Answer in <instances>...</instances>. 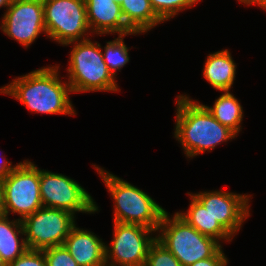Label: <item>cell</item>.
Returning a JSON list of instances; mask_svg holds the SVG:
<instances>
[{"mask_svg": "<svg viewBox=\"0 0 266 266\" xmlns=\"http://www.w3.org/2000/svg\"><path fill=\"white\" fill-rule=\"evenodd\" d=\"M58 69L52 65L33 70L1 87L0 94L17 99L31 112L76 115L69 97L72 89L67 81L62 82Z\"/></svg>", "mask_w": 266, "mask_h": 266, "instance_id": "cell-1", "label": "cell"}, {"mask_svg": "<svg viewBox=\"0 0 266 266\" xmlns=\"http://www.w3.org/2000/svg\"><path fill=\"white\" fill-rule=\"evenodd\" d=\"M176 107L174 138L181 144L188 158L210 152L221 142L237 137L232 130L216 120L202 103L186 94L176 97Z\"/></svg>", "mask_w": 266, "mask_h": 266, "instance_id": "cell-2", "label": "cell"}, {"mask_svg": "<svg viewBox=\"0 0 266 266\" xmlns=\"http://www.w3.org/2000/svg\"><path fill=\"white\" fill-rule=\"evenodd\" d=\"M93 165L114 200L113 222L138 224L157 232L166 210L145 191Z\"/></svg>", "mask_w": 266, "mask_h": 266, "instance_id": "cell-3", "label": "cell"}, {"mask_svg": "<svg viewBox=\"0 0 266 266\" xmlns=\"http://www.w3.org/2000/svg\"><path fill=\"white\" fill-rule=\"evenodd\" d=\"M72 44L74 46L70 51L69 66L66 68L67 82L72 92H119L116 78L103 60L100 43L92 42L88 38L64 46Z\"/></svg>", "mask_w": 266, "mask_h": 266, "instance_id": "cell-4", "label": "cell"}, {"mask_svg": "<svg viewBox=\"0 0 266 266\" xmlns=\"http://www.w3.org/2000/svg\"><path fill=\"white\" fill-rule=\"evenodd\" d=\"M172 218V219H171ZM165 211L158 227L156 239L162 243L183 266L213 257L222 247L212 237L201 234L177 213Z\"/></svg>", "mask_w": 266, "mask_h": 266, "instance_id": "cell-5", "label": "cell"}, {"mask_svg": "<svg viewBox=\"0 0 266 266\" xmlns=\"http://www.w3.org/2000/svg\"><path fill=\"white\" fill-rule=\"evenodd\" d=\"M46 36L66 45L91 35L85 0H42ZM88 31V32H87Z\"/></svg>", "mask_w": 266, "mask_h": 266, "instance_id": "cell-6", "label": "cell"}, {"mask_svg": "<svg viewBox=\"0 0 266 266\" xmlns=\"http://www.w3.org/2000/svg\"><path fill=\"white\" fill-rule=\"evenodd\" d=\"M5 215L17 213L19 220L43 207L40 196V169L29 160L17 167L2 181Z\"/></svg>", "mask_w": 266, "mask_h": 266, "instance_id": "cell-7", "label": "cell"}, {"mask_svg": "<svg viewBox=\"0 0 266 266\" xmlns=\"http://www.w3.org/2000/svg\"><path fill=\"white\" fill-rule=\"evenodd\" d=\"M76 214L65 210L42 207L22 220L28 249L44 250L63 245L76 226Z\"/></svg>", "mask_w": 266, "mask_h": 266, "instance_id": "cell-8", "label": "cell"}, {"mask_svg": "<svg viewBox=\"0 0 266 266\" xmlns=\"http://www.w3.org/2000/svg\"><path fill=\"white\" fill-rule=\"evenodd\" d=\"M113 223V239L105 244L106 266H145L156 231L138 224Z\"/></svg>", "mask_w": 266, "mask_h": 266, "instance_id": "cell-9", "label": "cell"}, {"mask_svg": "<svg viewBox=\"0 0 266 266\" xmlns=\"http://www.w3.org/2000/svg\"><path fill=\"white\" fill-rule=\"evenodd\" d=\"M40 196L44 207L73 214L99 211L92 196L76 180L44 169H40Z\"/></svg>", "mask_w": 266, "mask_h": 266, "instance_id": "cell-10", "label": "cell"}, {"mask_svg": "<svg viewBox=\"0 0 266 266\" xmlns=\"http://www.w3.org/2000/svg\"><path fill=\"white\" fill-rule=\"evenodd\" d=\"M5 11L1 31L25 48L46 34L42 0H13Z\"/></svg>", "mask_w": 266, "mask_h": 266, "instance_id": "cell-11", "label": "cell"}, {"mask_svg": "<svg viewBox=\"0 0 266 266\" xmlns=\"http://www.w3.org/2000/svg\"><path fill=\"white\" fill-rule=\"evenodd\" d=\"M192 195L232 237L237 234L244 221L250 216L249 201L252 195L222 190L204 191Z\"/></svg>", "mask_w": 266, "mask_h": 266, "instance_id": "cell-12", "label": "cell"}, {"mask_svg": "<svg viewBox=\"0 0 266 266\" xmlns=\"http://www.w3.org/2000/svg\"><path fill=\"white\" fill-rule=\"evenodd\" d=\"M90 33L97 35H135L125 22L120 4L113 0H85Z\"/></svg>", "mask_w": 266, "mask_h": 266, "instance_id": "cell-13", "label": "cell"}, {"mask_svg": "<svg viewBox=\"0 0 266 266\" xmlns=\"http://www.w3.org/2000/svg\"><path fill=\"white\" fill-rule=\"evenodd\" d=\"M94 234L75 226L63 243L79 266H106V243Z\"/></svg>", "mask_w": 266, "mask_h": 266, "instance_id": "cell-14", "label": "cell"}, {"mask_svg": "<svg viewBox=\"0 0 266 266\" xmlns=\"http://www.w3.org/2000/svg\"><path fill=\"white\" fill-rule=\"evenodd\" d=\"M236 63L228 49L207 56L203 77L218 91H230L236 75Z\"/></svg>", "mask_w": 266, "mask_h": 266, "instance_id": "cell-15", "label": "cell"}, {"mask_svg": "<svg viewBox=\"0 0 266 266\" xmlns=\"http://www.w3.org/2000/svg\"><path fill=\"white\" fill-rule=\"evenodd\" d=\"M187 194L191 199L189 209L187 212L179 211L176 213L201 234L212 237L218 242H220V240L231 242L233 237L220 225L217 220H214L208 210L205 209V207L192 195V193L188 192Z\"/></svg>", "mask_w": 266, "mask_h": 266, "instance_id": "cell-16", "label": "cell"}, {"mask_svg": "<svg viewBox=\"0 0 266 266\" xmlns=\"http://www.w3.org/2000/svg\"><path fill=\"white\" fill-rule=\"evenodd\" d=\"M20 235L24 236L21 220L11 221L8 215L0 216V257L6 264L15 261L28 250L25 237Z\"/></svg>", "mask_w": 266, "mask_h": 266, "instance_id": "cell-17", "label": "cell"}, {"mask_svg": "<svg viewBox=\"0 0 266 266\" xmlns=\"http://www.w3.org/2000/svg\"><path fill=\"white\" fill-rule=\"evenodd\" d=\"M126 24L138 33H146L164 23L151 7L150 0H123L120 4Z\"/></svg>", "mask_w": 266, "mask_h": 266, "instance_id": "cell-18", "label": "cell"}, {"mask_svg": "<svg viewBox=\"0 0 266 266\" xmlns=\"http://www.w3.org/2000/svg\"><path fill=\"white\" fill-rule=\"evenodd\" d=\"M204 106L223 126L228 127L238 135L242 129L241 126L244 110L241 103L232 93H230V91H223V93L215 100L213 107L207 105Z\"/></svg>", "mask_w": 266, "mask_h": 266, "instance_id": "cell-19", "label": "cell"}, {"mask_svg": "<svg viewBox=\"0 0 266 266\" xmlns=\"http://www.w3.org/2000/svg\"><path fill=\"white\" fill-rule=\"evenodd\" d=\"M124 37L125 35H119L113 41L106 42L104 52L102 49L103 60L114 77L130 60L129 48L124 42Z\"/></svg>", "mask_w": 266, "mask_h": 266, "instance_id": "cell-20", "label": "cell"}, {"mask_svg": "<svg viewBox=\"0 0 266 266\" xmlns=\"http://www.w3.org/2000/svg\"><path fill=\"white\" fill-rule=\"evenodd\" d=\"M201 0H150L151 7L163 21H168L185 9L192 8Z\"/></svg>", "mask_w": 266, "mask_h": 266, "instance_id": "cell-21", "label": "cell"}, {"mask_svg": "<svg viewBox=\"0 0 266 266\" xmlns=\"http://www.w3.org/2000/svg\"><path fill=\"white\" fill-rule=\"evenodd\" d=\"M145 266H183L157 239L150 245Z\"/></svg>", "mask_w": 266, "mask_h": 266, "instance_id": "cell-22", "label": "cell"}, {"mask_svg": "<svg viewBox=\"0 0 266 266\" xmlns=\"http://www.w3.org/2000/svg\"><path fill=\"white\" fill-rule=\"evenodd\" d=\"M46 266H79L64 245L42 250Z\"/></svg>", "mask_w": 266, "mask_h": 266, "instance_id": "cell-23", "label": "cell"}, {"mask_svg": "<svg viewBox=\"0 0 266 266\" xmlns=\"http://www.w3.org/2000/svg\"><path fill=\"white\" fill-rule=\"evenodd\" d=\"M7 266H46L44 252L28 249L22 256Z\"/></svg>", "mask_w": 266, "mask_h": 266, "instance_id": "cell-24", "label": "cell"}, {"mask_svg": "<svg viewBox=\"0 0 266 266\" xmlns=\"http://www.w3.org/2000/svg\"><path fill=\"white\" fill-rule=\"evenodd\" d=\"M228 259L222 248L210 258L199 260L190 266H227Z\"/></svg>", "mask_w": 266, "mask_h": 266, "instance_id": "cell-25", "label": "cell"}, {"mask_svg": "<svg viewBox=\"0 0 266 266\" xmlns=\"http://www.w3.org/2000/svg\"><path fill=\"white\" fill-rule=\"evenodd\" d=\"M1 160V159H0ZM12 165V162L9 163L7 159H3L0 161V180L3 181L16 167Z\"/></svg>", "mask_w": 266, "mask_h": 266, "instance_id": "cell-26", "label": "cell"}, {"mask_svg": "<svg viewBox=\"0 0 266 266\" xmlns=\"http://www.w3.org/2000/svg\"><path fill=\"white\" fill-rule=\"evenodd\" d=\"M240 3H244L246 6H250L251 4H255L266 11V0H238Z\"/></svg>", "mask_w": 266, "mask_h": 266, "instance_id": "cell-27", "label": "cell"}, {"mask_svg": "<svg viewBox=\"0 0 266 266\" xmlns=\"http://www.w3.org/2000/svg\"><path fill=\"white\" fill-rule=\"evenodd\" d=\"M3 215H5L3 185H2V181L0 180V216H3Z\"/></svg>", "mask_w": 266, "mask_h": 266, "instance_id": "cell-28", "label": "cell"}, {"mask_svg": "<svg viewBox=\"0 0 266 266\" xmlns=\"http://www.w3.org/2000/svg\"><path fill=\"white\" fill-rule=\"evenodd\" d=\"M10 2H11V0H0V9L2 7L7 9L10 5Z\"/></svg>", "mask_w": 266, "mask_h": 266, "instance_id": "cell-29", "label": "cell"}, {"mask_svg": "<svg viewBox=\"0 0 266 266\" xmlns=\"http://www.w3.org/2000/svg\"><path fill=\"white\" fill-rule=\"evenodd\" d=\"M0 266H7V264L2 260L1 257H0Z\"/></svg>", "mask_w": 266, "mask_h": 266, "instance_id": "cell-30", "label": "cell"}, {"mask_svg": "<svg viewBox=\"0 0 266 266\" xmlns=\"http://www.w3.org/2000/svg\"><path fill=\"white\" fill-rule=\"evenodd\" d=\"M114 2L121 4L123 0H113Z\"/></svg>", "mask_w": 266, "mask_h": 266, "instance_id": "cell-31", "label": "cell"}]
</instances>
